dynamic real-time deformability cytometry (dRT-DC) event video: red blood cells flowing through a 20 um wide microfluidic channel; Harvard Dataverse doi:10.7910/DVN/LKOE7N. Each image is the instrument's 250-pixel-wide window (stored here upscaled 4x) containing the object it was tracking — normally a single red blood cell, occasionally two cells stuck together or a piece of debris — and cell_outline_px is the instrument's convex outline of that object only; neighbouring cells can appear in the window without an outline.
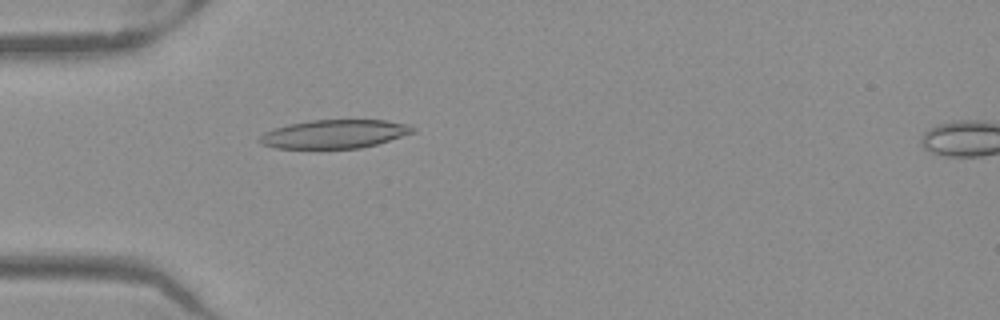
{"species": "Egyptian fruit bat (a non-hibernating species)", "species_latin": "Rousettus aegyptiacus", "temperature_condition": "warm", "stored_images_in_passage": 51, "camera_frame_rate_fps": 3000, "um_per_image_px": 0.085, "frame": {"image": 1, "passage_image": 15, "time_ms": 4.667, "image_size_px": [1000, 320], "cell_outline_px": [[416, 132], [376, 144], [360, 148], [276, 148], [260, 144], [256, 140], [264, 132], [272, 128], [288, 124], [312, 120], [384, 120], [408, 124], [416, 128]], "centroid_in_image_um": [28.4, 11.39], "position_along_channel_um": 56.6, "area_um2": 25.61}}
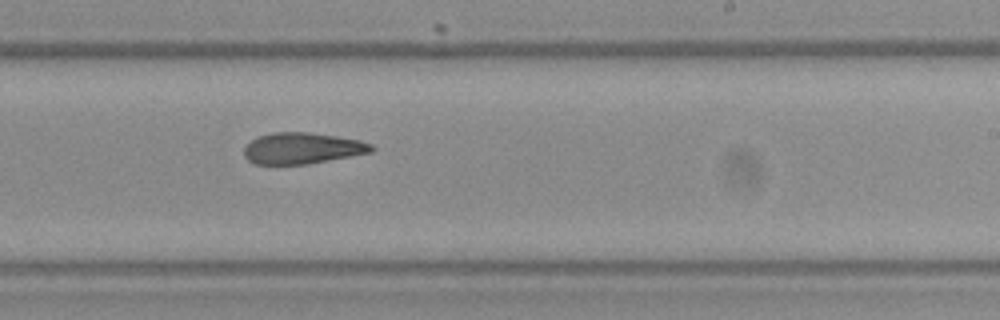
{"frame": {"image": 2, "passage_image": 31, "time_ms": 10.0, "image_size_px": [1000, 320], "cell_outline_px": [[376, 148], [372, 152], [308, 164], [252, 164], [244, 156], [244, 148], [252, 140], [260, 136], [272, 132], [308, 132], [336, 136], [360, 140], [372, 144]], "centroid_in_image_um": [25.7, 12.6], "position_along_channel_um": 263.3, "area_um2": 23.18}}
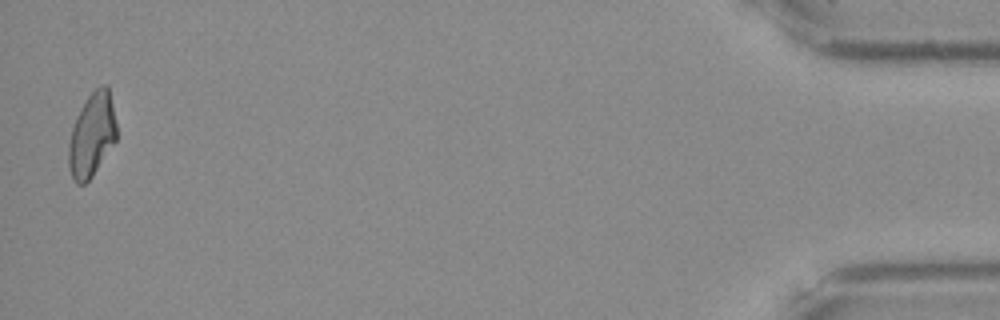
{"frame": {"image": 3, "passage_image": 50, "time_ms": 16.333, "image_size_px": [1000, 320], "cell_outline_px": [[116, 140], [92, 176], [84, 184], [76, 184], [68, 168], [68, 144], [72, 128], [76, 116], [80, 108], [88, 96], [100, 84], [108, 84], [116, 124]], "centroid_in_image_um": [7.79, 11.46], "position_along_channel_um": 427.4, "area_um2": 23.35}, "authors_computed_cell_mechanics": {"area_um2": 24.4494, "velocity_mm_per_s": 3.993, "shape_relaxation_time_tau1_ms": null, "shape_relaxation_time_tau2_ms": 6.6373, "deformation_change_tau1": null, "deformation_change_tau2": 0.1749}}